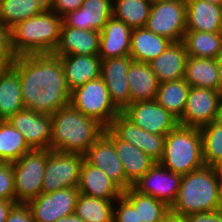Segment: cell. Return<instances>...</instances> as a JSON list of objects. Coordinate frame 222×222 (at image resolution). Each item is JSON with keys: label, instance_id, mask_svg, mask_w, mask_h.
I'll return each mask as SVG.
<instances>
[{"label": "cell", "instance_id": "cell-1", "mask_svg": "<svg viewBox=\"0 0 222 222\" xmlns=\"http://www.w3.org/2000/svg\"><path fill=\"white\" fill-rule=\"evenodd\" d=\"M11 67L18 73L24 108L53 114L70 105L61 61L54 54H28L14 58Z\"/></svg>", "mask_w": 222, "mask_h": 222}, {"label": "cell", "instance_id": "cell-2", "mask_svg": "<svg viewBox=\"0 0 222 222\" xmlns=\"http://www.w3.org/2000/svg\"><path fill=\"white\" fill-rule=\"evenodd\" d=\"M104 129L96 120L68 105L51 114V150L84 155Z\"/></svg>", "mask_w": 222, "mask_h": 222}, {"label": "cell", "instance_id": "cell-3", "mask_svg": "<svg viewBox=\"0 0 222 222\" xmlns=\"http://www.w3.org/2000/svg\"><path fill=\"white\" fill-rule=\"evenodd\" d=\"M62 17L50 9L17 23L10 29L14 56L53 54L60 40Z\"/></svg>", "mask_w": 222, "mask_h": 222}, {"label": "cell", "instance_id": "cell-4", "mask_svg": "<svg viewBox=\"0 0 222 222\" xmlns=\"http://www.w3.org/2000/svg\"><path fill=\"white\" fill-rule=\"evenodd\" d=\"M221 209L219 177L214 167L182 175L175 202L170 211L181 216L213 212Z\"/></svg>", "mask_w": 222, "mask_h": 222}, {"label": "cell", "instance_id": "cell-5", "mask_svg": "<svg viewBox=\"0 0 222 222\" xmlns=\"http://www.w3.org/2000/svg\"><path fill=\"white\" fill-rule=\"evenodd\" d=\"M160 165L174 173L185 175L205 166L202 137L199 128L178 125L164 140Z\"/></svg>", "mask_w": 222, "mask_h": 222}, {"label": "cell", "instance_id": "cell-6", "mask_svg": "<svg viewBox=\"0 0 222 222\" xmlns=\"http://www.w3.org/2000/svg\"><path fill=\"white\" fill-rule=\"evenodd\" d=\"M70 105L104 128H109L121 112L111 101L109 90L101 77L71 91Z\"/></svg>", "mask_w": 222, "mask_h": 222}, {"label": "cell", "instance_id": "cell-7", "mask_svg": "<svg viewBox=\"0 0 222 222\" xmlns=\"http://www.w3.org/2000/svg\"><path fill=\"white\" fill-rule=\"evenodd\" d=\"M49 149H33L13 162L14 191L17 203H27L42 193Z\"/></svg>", "mask_w": 222, "mask_h": 222}, {"label": "cell", "instance_id": "cell-8", "mask_svg": "<svg viewBox=\"0 0 222 222\" xmlns=\"http://www.w3.org/2000/svg\"><path fill=\"white\" fill-rule=\"evenodd\" d=\"M145 27L173 42L182 41L186 31L185 0H152Z\"/></svg>", "mask_w": 222, "mask_h": 222}, {"label": "cell", "instance_id": "cell-9", "mask_svg": "<svg viewBox=\"0 0 222 222\" xmlns=\"http://www.w3.org/2000/svg\"><path fill=\"white\" fill-rule=\"evenodd\" d=\"M84 155L49 150L44 171L42 193H52L64 188H77Z\"/></svg>", "mask_w": 222, "mask_h": 222}, {"label": "cell", "instance_id": "cell-10", "mask_svg": "<svg viewBox=\"0 0 222 222\" xmlns=\"http://www.w3.org/2000/svg\"><path fill=\"white\" fill-rule=\"evenodd\" d=\"M222 92L202 87H191L179 125L201 128L221 118Z\"/></svg>", "mask_w": 222, "mask_h": 222}, {"label": "cell", "instance_id": "cell-11", "mask_svg": "<svg viewBox=\"0 0 222 222\" xmlns=\"http://www.w3.org/2000/svg\"><path fill=\"white\" fill-rule=\"evenodd\" d=\"M122 113L139 128L157 135H167L179 125V120L156 100L137 101Z\"/></svg>", "mask_w": 222, "mask_h": 222}, {"label": "cell", "instance_id": "cell-12", "mask_svg": "<svg viewBox=\"0 0 222 222\" xmlns=\"http://www.w3.org/2000/svg\"><path fill=\"white\" fill-rule=\"evenodd\" d=\"M78 195L77 188H64L52 193H41L26 204L34 222H55L75 212Z\"/></svg>", "mask_w": 222, "mask_h": 222}, {"label": "cell", "instance_id": "cell-13", "mask_svg": "<svg viewBox=\"0 0 222 222\" xmlns=\"http://www.w3.org/2000/svg\"><path fill=\"white\" fill-rule=\"evenodd\" d=\"M181 178L182 175L169 171L156 162L132 187L171 207L177 197Z\"/></svg>", "mask_w": 222, "mask_h": 222}, {"label": "cell", "instance_id": "cell-14", "mask_svg": "<svg viewBox=\"0 0 222 222\" xmlns=\"http://www.w3.org/2000/svg\"><path fill=\"white\" fill-rule=\"evenodd\" d=\"M8 121L24 137L33 149L51 150V115L24 109L12 115Z\"/></svg>", "mask_w": 222, "mask_h": 222}, {"label": "cell", "instance_id": "cell-15", "mask_svg": "<svg viewBox=\"0 0 222 222\" xmlns=\"http://www.w3.org/2000/svg\"><path fill=\"white\" fill-rule=\"evenodd\" d=\"M84 157L89 164L104 171L123 191L133 186L126 179L122 161L112 140L105 133L89 147Z\"/></svg>", "mask_w": 222, "mask_h": 222}, {"label": "cell", "instance_id": "cell-16", "mask_svg": "<svg viewBox=\"0 0 222 222\" xmlns=\"http://www.w3.org/2000/svg\"><path fill=\"white\" fill-rule=\"evenodd\" d=\"M133 59L130 55L102 60L100 77L109 90L111 101L122 112L131 104L127 71Z\"/></svg>", "mask_w": 222, "mask_h": 222}, {"label": "cell", "instance_id": "cell-17", "mask_svg": "<svg viewBox=\"0 0 222 222\" xmlns=\"http://www.w3.org/2000/svg\"><path fill=\"white\" fill-rule=\"evenodd\" d=\"M113 0H84L79 9L62 16V26L102 31L113 16Z\"/></svg>", "mask_w": 222, "mask_h": 222}, {"label": "cell", "instance_id": "cell-18", "mask_svg": "<svg viewBox=\"0 0 222 222\" xmlns=\"http://www.w3.org/2000/svg\"><path fill=\"white\" fill-rule=\"evenodd\" d=\"M104 133L112 140L116 153L122 161L126 179L133 185L156 163L140 148L120 139L110 128Z\"/></svg>", "mask_w": 222, "mask_h": 222}, {"label": "cell", "instance_id": "cell-19", "mask_svg": "<svg viewBox=\"0 0 222 222\" xmlns=\"http://www.w3.org/2000/svg\"><path fill=\"white\" fill-rule=\"evenodd\" d=\"M99 43L100 32L97 30L62 26L59 44L53 54L56 56L98 55Z\"/></svg>", "mask_w": 222, "mask_h": 222}, {"label": "cell", "instance_id": "cell-20", "mask_svg": "<svg viewBox=\"0 0 222 222\" xmlns=\"http://www.w3.org/2000/svg\"><path fill=\"white\" fill-rule=\"evenodd\" d=\"M77 189L84 195L105 200H117L123 195V190L104 171L89 164L85 159L81 166Z\"/></svg>", "mask_w": 222, "mask_h": 222}, {"label": "cell", "instance_id": "cell-21", "mask_svg": "<svg viewBox=\"0 0 222 222\" xmlns=\"http://www.w3.org/2000/svg\"><path fill=\"white\" fill-rule=\"evenodd\" d=\"M65 73L69 91L83 86L100 77L102 59L98 55H66L58 56Z\"/></svg>", "mask_w": 222, "mask_h": 222}, {"label": "cell", "instance_id": "cell-22", "mask_svg": "<svg viewBox=\"0 0 222 222\" xmlns=\"http://www.w3.org/2000/svg\"><path fill=\"white\" fill-rule=\"evenodd\" d=\"M132 29L113 16L100 32L99 54L102 60L128 56Z\"/></svg>", "mask_w": 222, "mask_h": 222}, {"label": "cell", "instance_id": "cell-23", "mask_svg": "<svg viewBox=\"0 0 222 222\" xmlns=\"http://www.w3.org/2000/svg\"><path fill=\"white\" fill-rule=\"evenodd\" d=\"M188 54L182 41L172 42L148 64L160 83L184 78Z\"/></svg>", "mask_w": 222, "mask_h": 222}, {"label": "cell", "instance_id": "cell-24", "mask_svg": "<svg viewBox=\"0 0 222 222\" xmlns=\"http://www.w3.org/2000/svg\"><path fill=\"white\" fill-rule=\"evenodd\" d=\"M186 30L222 32L221 6L205 0H185Z\"/></svg>", "mask_w": 222, "mask_h": 222}, {"label": "cell", "instance_id": "cell-25", "mask_svg": "<svg viewBox=\"0 0 222 222\" xmlns=\"http://www.w3.org/2000/svg\"><path fill=\"white\" fill-rule=\"evenodd\" d=\"M172 42L169 38L157 35L146 27L132 29L129 55L134 62L149 63Z\"/></svg>", "mask_w": 222, "mask_h": 222}, {"label": "cell", "instance_id": "cell-26", "mask_svg": "<svg viewBox=\"0 0 222 222\" xmlns=\"http://www.w3.org/2000/svg\"><path fill=\"white\" fill-rule=\"evenodd\" d=\"M131 103L153 101L160 85L148 63L132 62L127 71Z\"/></svg>", "mask_w": 222, "mask_h": 222}, {"label": "cell", "instance_id": "cell-27", "mask_svg": "<svg viewBox=\"0 0 222 222\" xmlns=\"http://www.w3.org/2000/svg\"><path fill=\"white\" fill-rule=\"evenodd\" d=\"M24 109L18 73L11 66L0 70V120Z\"/></svg>", "mask_w": 222, "mask_h": 222}, {"label": "cell", "instance_id": "cell-28", "mask_svg": "<svg viewBox=\"0 0 222 222\" xmlns=\"http://www.w3.org/2000/svg\"><path fill=\"white\" fill-rule=\"evenodd\" d=\"M47 8L48 0H0V25L10 30Z\"/></svg>", "mask_w": 222, "mask_h": 222}, {"label": "cell", "instance_id": "cell-29", "mask_svg": "<svg viewBox=\"0 0 222 222\" xmlns=\"http://www.w3.org/2000/svg\"><path fill=\"white\" fill-rule=\"evenodd\" d=\"M184 80L191 87H202L219 91V73L216 59L189 56Z\"/></svg>", "mask_w": 222, "mask_h": 222}, {"label": "cell", "instance_id": "cell-30", "mask_svg": "<svg viewBox=\"0 0 222 222\" xmlns=\"http://www.w3.org/2000/svg\"><path fill=\"white\" fill-rule=\"evenodd\" d=\"M182 42L188 56L216 59L222 52V32L186 30Z\"/></svg>", "mask_w": 222, "mask_h": 222}, {"label": "cell", "instance_id": "cell-31", "mask_svg": "<svg viewBox=\"0 0 222 222\" xmlns=\"http://www.w3.org/2000/svg\"><path fill=\"white\" fill-rule=\"evenodd\" d=\"M122 196L138 210L142 222H161L170 212L167 204L152 196L141 194L133 187L123 191Z\"/></svg>", "mask_w": 222, "mask_h": 222}, {"label": "cell", "instance_id": "cell-32", "mask_svg": "<svg viewBox=\"0 0 222 222\" xmlns=\"http://www.w3.org/2000/svg\"><path fill=\"white\" fill-rule=\"evenodd\" d=\"M152 0H113V17L121 20L131 29L146 26Z\"/></svg>", "mask_w": 222, "mask_h": 222}, {"label": "cell", "instance_id": "cell-33", "mask_svg": "<svg viewBox=\"0 0 222 222\" xmlns=\"http://www.w3.org/2000/svg\"><path fill=\"white\" fill-rule=\"evenodd\" d=\"M190 88L184 78L160 83L155 100L179 119L183 115Z\"/></svg>", "mask_w": 222, "mask_h": 222}, {"label": "cell", "instance_id": "cell-34", "mask_svg": "<svg viewBox=\"0 0 222 222\" xmlns=\"http://www.w3.org/2000/svg\"><path fill=\"white\" fill-rule=\"evenodd\" d=\"M31 150L8 120H0V162L13 163Z\"/></svg>", "mask_w": 222, "mask_h": 222}, {"label": "cell", "instance_id": "cell-35", "mask_svg": "<svg viewBox=\"0 0 222 222\" xmlns=\"http://www.w3.org/2000/svg\"><path fill=\"white\" fill-rule=\"evenodd\" d=\"M116 200H105L79 193L75 213L84 222H113V206Z\"/></svg>", "mask_w": 222, "mask_h": 222}, {"label": "cell", "instance_id": "cell-36", "mask_svg": "<svg viewBox=\"0 0 222 222\" xmlns=\"http://www.w3.org/2000/svg\"><path fill=\"white\" fill-rule=\"evenodd\" d=\"M205 166L214 167L222 160V118L200 128Z\"/></svg>", "mask_w": 222, "mask_h": 222}, {"label": "cell", "instance_id": "cell-37", "mask_svg": "<svg viewBox=\"0 0 222 222\" xmlns=\"http://www.w3.org/2000/svg\"><path fill=\"white\" fill-rule=\"evenodd\" d=\"M109 128L120 139L133 144L143 151L144 130L136 126L122 112L113 119Z\"/></svg>", "mask_w": 222, "mask_h": 222}, {"label": "cell", "instance_id": "cell-38", "mask_svg": "<svg viewBox=\"0 0 222 222\" xmlns=\"http://www.w3.org/2000/svg\"><path fill=\"white\" fill-rule=\"evenodd\" d=\"M0 200H15L12 163L0 162Z\"/></svg>", "mask_w": 222, "mask_h": 222}, {"label": "cell", "instance_id": "cell-39", "mask_svg": "<svg viewBox=\"0 0 222 222\" xmlns=\"http://www.w3.org/2000/svg\"><path fill=\"white\" fill-rule=\"evenodd\" d=\"M116 204V205H115ZM113 222H142L138 210L123 197H119L113 206Z\"/></svg>", "mask_w": 222, "mask_h": 222}, {"label": "cell", "instance_id": "cell-40", "mask_svg": "<svg viewBox=\"0 0 222 222\" xmlns=\"http://www.w3.org/2000/svg\"><path fill=\"white\" fill-rule=\"evenodd\" d=\"M166 135H157L144 130L143 151L158 162L163 154Z\"/></svg>", "mask_w": 222, "mask_h": 222}, {"label": "cell", "instance_id": "cell-41", "mask_svg": "<svg viewBox=\"0 0 222 222\" xmlns=\"http://www.w3.org/2000/svg\"><path fill=\"white\" fill-rule=\"evenodd\" d=\"M14 58L10 47V30L0 25V70L10 67Z\"/></svg>", "mask_w": 222, "mask_h": 222}, {"label": "cell", "instance_id": "cell-42", "mask_svg": "<svg viewBox=\"0 0 222 222\" xmlns=\"http://www.w3.org/2000/svg\"><path fill=\"white\" fill-rule=\"evenodd\" d=\"M84 0H48V9L59 16L80 8Z\"/></svg>", "mask_w": 222, "mask_h": 222}, {"label": "cell", "instance_id": "cell-43", "mask_svg": "<svg viewBox=\"0 0 222 222\" xmlns=\"http://www.w3.org/2000/svg\"><path fill=\"white\" fill-rule=\"evenodd\" d=\"M5 222H34L32 212L26 203H16Z\"/></svg>", "mask_w": 222, "mask_h": 222}, {"label": "cell", "instance_id": "cell-44", "mask_svg": "<svg viewBox=\"0 0 222 222\" xmlns=\"http://www.w3.org/2000/svg\"><path fill=\"white\" fill-rule=\"evenodd\" d=\"M187 222H222V209L185 216Z\"/></svg>", "mask_w": 222, "mask_h": 222}, {"label": "cell", "instance_id": "cell-45", "mask_svg": "<svg viewBox=\"0 0 222 222\" xmlns=\"http://www.w3.org/2000/svg\"><path fill=\"white\" fill-rule=\"evenodd\" d=\"M16 203L15 200H0V222L7 220L10 210Z\"/></svg>", "mask_w": 222, "mask_h": 222}, {"label": "cell", "instance_id": "cell-46", "mask_svg": "<svg viewBox=\"0 0 222 222\" xmlns=\"http://www.w3.org/2000/svg\"><path fill=\"white\" fill-rule=\"evenodd\" d=\"M161 222H187L186 217L172 213L169 214Z\"/></svg>", "mask_w": 222, "mask_h": 222}, {"label": "cell", "instance_id": "cell-47", "mask_svg": "<svg viewBox=\"0 0 222 222\" xmlns=\"http://www.w3.org/2000/svg\"><path fill=\"white\" fill-rule=\"evenodd\" d=\"M55 222H84V221L74 212L62 218H59Z\"/></svg>", "mask_w": 222, "mask_h": 222}, {"label": "cell", "instance_id": "cell-48", "mask_svg": "<svg viewBox=\"0 0 222 222\" xmlns=\"http://www.w3.org/2000/svg\"><path fill=\"white\" fill-rule=\"evenodd\" d=\"M216 62L219 73V91L222 92V52L216 58Z\"/></svg>", "mask_w": 222, "mask_h": 222}, {"label": "cell", "instance_id": "cell-49", "mask_svg": "<svg viewBox=\"0 0 222 222\" xmlns=\"http://www.w3.org/2000/svg\"><path fill=\"white\" fill-rule=\"evenodd\" d=\"M219 178H222V160L214 166Z\"/></svg>", "mask_w": 222, "mask_h": 222}, {"label": "cell", "instance_id": "cell-50", "mask_svg": "<svg viewBox=\"0 0 222 222\" xmlns=\"http://www.w3.org/2000/svg\"><path fill=\"white\" fill-rule=\"evenodd\" d=\"M219 194H220V205L222 209V178H219Z\"/></svg>", "mask_w": 222, "mask_h": 222}, {"label": "cell", "instance_id": "cell-51", "mask_svg": "<svg viewBox=\"0 0 222 222\" xmlns=\"http://www.w3.org/2000/svg\"><path fill=\"white\" fill-rule=\"evenodd\" d=\"M205 1L210 2L212 4L219 5V6H221L222 4V0H205Z\"/></svg>", "mask_w": 222, "mask_h": 222}]
</instances>
